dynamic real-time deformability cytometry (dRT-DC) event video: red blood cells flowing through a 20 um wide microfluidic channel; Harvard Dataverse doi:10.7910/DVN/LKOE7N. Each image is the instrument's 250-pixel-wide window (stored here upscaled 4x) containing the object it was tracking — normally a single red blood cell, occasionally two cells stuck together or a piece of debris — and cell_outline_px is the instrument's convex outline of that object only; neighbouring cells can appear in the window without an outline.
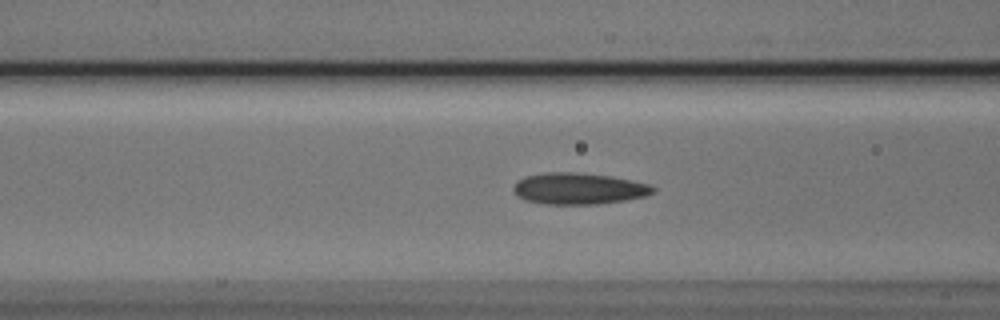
{"species": "Egyptian fruit bat (a non-hibernating species)", "species_latin": "Rousettus aegyptiacus", "temperature_condition": "cold", "stored_images_in_passage": 42, "camera_frame_rate_fps": 3000, "um_per_image_px": 0.085, "animal": {"sex": "male"}, "frame": {"image": 1, "passage_image": 9, "time_ms": 2.667, "image_size_px": [1000, 320], "cell_outline_px": [[656, 192], [644, 196], [624, 200], [600, 204], [544, 204], [524, 200], [516, 196], [512, 188], [516, 180], [524, 176], [544, 172], [576, 172], [612, 176], [652, 184], [656, 188]], "centroid_in_image_um": [49.17, 16.02], "position_along_channel_um": 117.4, "area_um2": 26.01}}
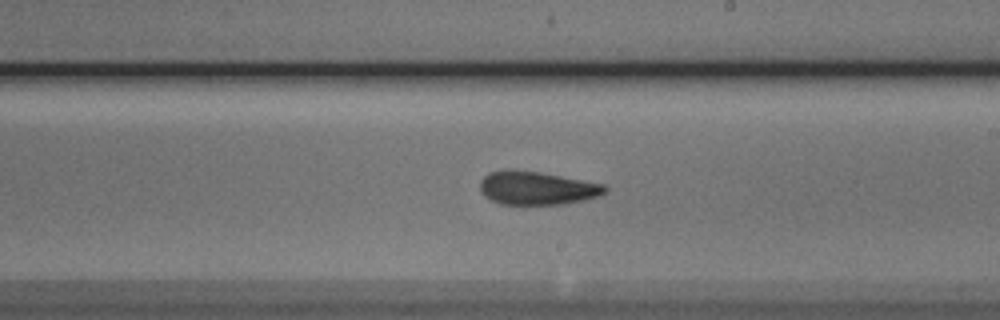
{"frame": {"image": 2, "passage_image": 19, "time_ms": 6.0, "image_size_px": [1000, 320], "cell_outline_px": [[608, 192], [600, 196], [584, 200], [564, 204], [500, 204], [484, 196], [480, 192], [480, 180], [488, 172], [508, 168], [512, 168], [540, 172], [604, 184], [608, 188]], "centroid_in_image_um": [45.62, 15.97], "position_along_channel_um": 243.4, "area_um2": 24.68}}
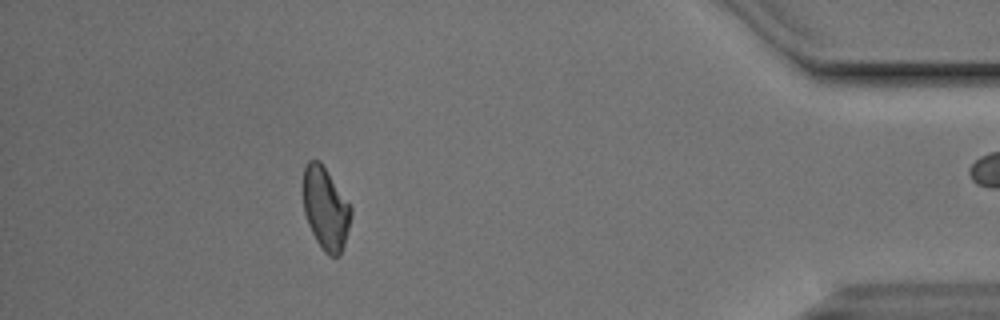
{"frame": {"image": 3, "passage_image": 36, "time_ms": 11.667, "image_size_px": [1000, 320], "cell_outline_px": [[352, 216], [344, 244], [340, 256], [328, 256], [324, 252], [316, 240], [308, 224], [304, 212], [304, 168], [308, 160], [320, 160], [352, 208]], "centroid_in_image_um": [27.68, 17.74], "position_along_channel_um": 407.5, "area_um2": 22.83}, "authors_computed_cell_mechanics": {"area_um2": 24.1604, "velocity_mm_per_s": 3.7864, "shape_relaxation_time_tau1_ms": 5.8997, "shape_relaxation_time_tau2_ms": 2.7882, "deformation_change_tau1": 0.1488, "deformation_change_tau2": 0.101}}